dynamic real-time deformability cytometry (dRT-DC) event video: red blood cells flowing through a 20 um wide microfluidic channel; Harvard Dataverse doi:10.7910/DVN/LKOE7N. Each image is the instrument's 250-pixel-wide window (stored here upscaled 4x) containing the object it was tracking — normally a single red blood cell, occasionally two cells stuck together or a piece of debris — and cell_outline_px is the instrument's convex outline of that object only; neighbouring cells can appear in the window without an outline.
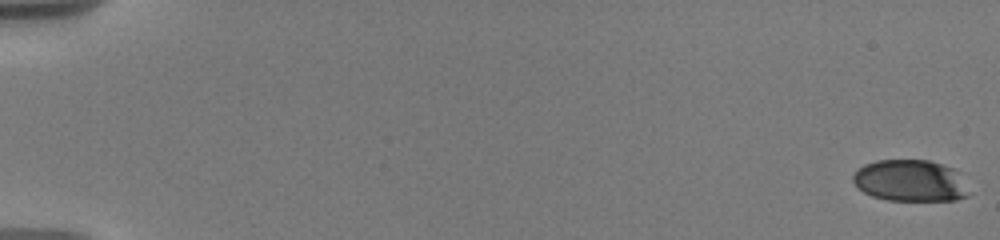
{"species": "human", "species_latin": "Homo sapiens", "temperature_condition": "warm", "stored_images_in_passage": 19, "camera_frame_rate_fps": 3000, "um_per_image_px": 0.085, "donor": {"sex": "male"}, "frame": {"image": 1, "passage_image": 1, "time_ms": 0.0, "image_size_px": [1000, 240], "cell_outline_px": [[968, 196], [956, 200], [888, 200], [872, 196], [864, 192], [852, 180], [852, 176], [864, 164], [876, 160], [928, 160], [956, 168]], "centroid_in_image_um": [77.35, 15.35], "position_along_channel_um": 7.7, "area_um2": 27.8}}
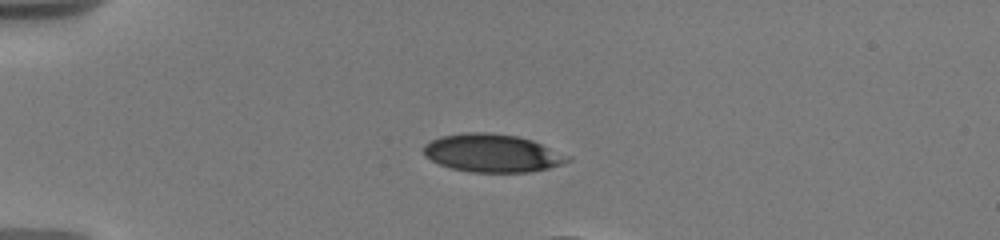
{"frame": {"image": 2, "passage_image": 13, "time_ms": 5.0, "image_size_px": [1000, 240], "cell_outline_px": [[572, 160], [548, 168], [528, 172], [472, 172], [452, 168], [440, 164], [424, 156], [424, 144], [440, 136], [464, 132], [488, 132], [516, 136], [532, 140], [572, 156]], "centroid_in_image_um": [41.86, 13.01], "position_along_channel_um": 43.1, "area_um2": 31.91}}
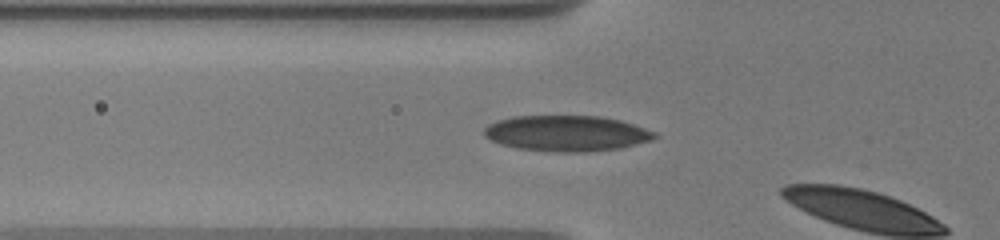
{"frame": {"image": 3, "passage_image": 18, "time_ms": 7.0, "image_size_px": [1000, 240], "cell_outline_px": [[660, 136], [652, 140], [620, 148], [588, 152], [552, 152], [516, 148], [500, 144], [484, 136], [484, 128], [488, 124], [496, 120], [512, 116], [600, 116], [620, 120], [656, 132]], "centroid_in_image_um": [48.15, 11.34], "position_along_channel_um": 77.6, "area_um2": 35.78}}